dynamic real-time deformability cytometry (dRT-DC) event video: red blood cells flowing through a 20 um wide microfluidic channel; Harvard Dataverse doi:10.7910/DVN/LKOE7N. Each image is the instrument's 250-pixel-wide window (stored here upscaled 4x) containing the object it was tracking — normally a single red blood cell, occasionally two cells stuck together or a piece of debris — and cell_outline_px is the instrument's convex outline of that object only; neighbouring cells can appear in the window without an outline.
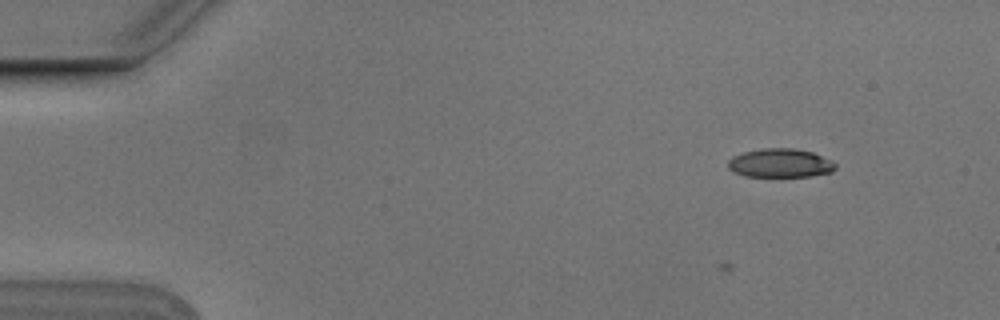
{"species": "Egyptian fruit bat (a non-hibernating species)", "species_latin": "Rousettus aegyptiacus", "temperature_condition": "cold", "stored_images_in_passage": 10, "camera_frame_rate_fps": 3000, "um_per_image_px": 0.085, "animal": {"sex": "male"}, "frame": {"image": 1, "passage_image": 2, "time_ms": 0.333, "image_size_px": [1000, 320], "cell_outline_px": [[836, 168], [832, 172], [812, 176], [744, 176], [732, 172], [728, 168], [728, 160], [732, 156], [744, 152], [760, 148], [792, 148], [812, 152], [832, 160], [836, 164]], "centroid_in_image_um": [66.31, 13.86], "position_along_channel_um": 18.7, "area_um2": 18.15}}
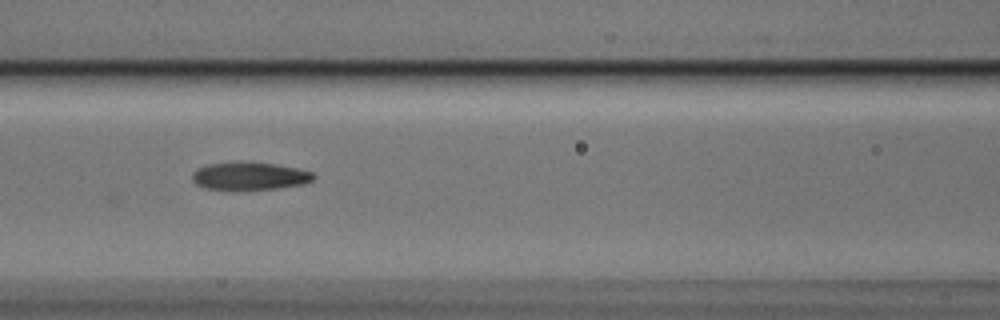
{"frame": {"image": 2, "passage_image": 7, "time_ms": 2.0, "image_size_px": [1000, 320], "cell_outline_px": [[316, 176], [312, 180], [304, 184], [276, 188], [240, 192], [232, 192], [204, 188], [196, 184], [192, 180], [192, 172], [196, 168], [208, 164], [236, 160], [276, 164], [296, 168], [312, 172]], "centroid_in_image_um": [21.14, 14.98], "position_along_channel_um": 145.5, "area_um2": 20.69}}
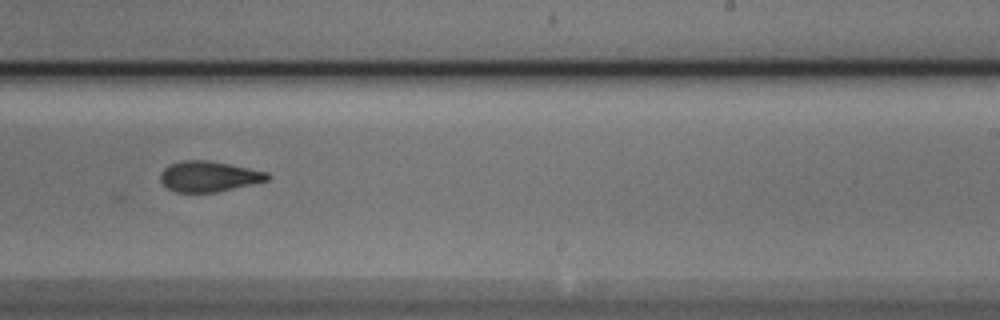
{"frame": {"image": 3, "passage_image": 10, "time_ms": 3.0, "image_size_px": [1000, 320], "cell_outline_px": [[272, 176], [268, 180], [216, 192], [176, 192], [168, 188], [160, 180], [160, 172], [168, 164], [180, 160], [212, 160], [268, 172]], "centroid_in_image_um": [17.73, 14.97], "position_along_channel_um": 271.3, "area_um2": 19.19}}